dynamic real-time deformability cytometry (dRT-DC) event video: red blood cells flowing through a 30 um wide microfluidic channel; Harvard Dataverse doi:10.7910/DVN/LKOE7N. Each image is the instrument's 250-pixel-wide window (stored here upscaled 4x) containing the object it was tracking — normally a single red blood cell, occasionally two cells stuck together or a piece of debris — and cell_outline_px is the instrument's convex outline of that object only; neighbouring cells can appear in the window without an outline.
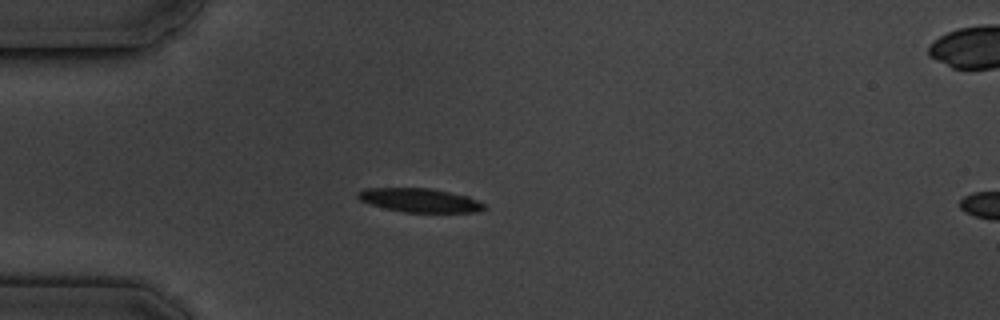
{"species": "common noctule bat (a hibernating species)", "species_latin": "Nyctalus noctula", "temperature_condition": "cold", "stored_images_in_passage": 5, "camera_frame_rate_fps": 3000, "um_per_image_px": 0.085, "animal": {"sex": "male", "body_mass_g": 19.5, "forearm_length_mm": 54.6}, "frame": {"image": 1, "passage_image": 4, "time_ms": 3.333, "image_size_px": [1000, 320], "cell_outline_px": [[488, 208], [480, 212], [404, 212], [384, 208], [368, 204], [360, 200], [356, 196], [356, 192], [364, 188], [432, 188], [468, 196], [484, 204]], "centroid_in_image_um": [35.66, 17.02], "position_along_channel_um": 49.3, "area_um2": 17.74}}